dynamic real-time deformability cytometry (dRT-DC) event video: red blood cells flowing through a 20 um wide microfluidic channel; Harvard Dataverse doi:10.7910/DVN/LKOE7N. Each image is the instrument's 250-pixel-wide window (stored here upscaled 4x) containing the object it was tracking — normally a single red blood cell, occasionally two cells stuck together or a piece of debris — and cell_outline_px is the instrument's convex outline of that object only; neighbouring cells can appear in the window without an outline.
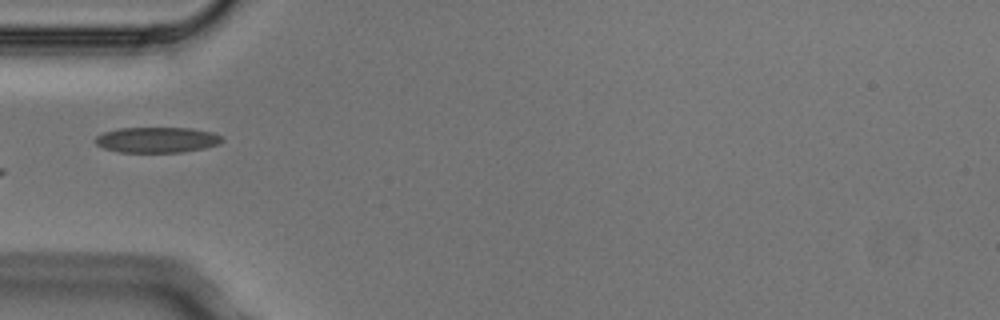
{"species": "Egyptian fruit bat (a non-hibernating species)", "species_latin": "Rousettus aegyptiacus", "temperature_condition": "cold", "stored_images_in_passage": 6, "camera_frame_rate_fps": 3000, "um_per_image_px": 0.085, "animal": {"sex": "male"}, "frame": {"image": 1, "passage_image": 6, "time_ms": 1.667, "image_size_px": [1000, 320], "cell_outline_px": [[224, 140], [220, 144], [204, 148], [184, 152], [120, 152], [104, 148], [96, 144], [96, 136], [104, 132], [120, 128], [192, 128], [212, 132], [220, 136]], "centroid_in_image_um": [13.37, 11.89], "position_along_channel_um": 71.6, "area_um2": 18.84}}